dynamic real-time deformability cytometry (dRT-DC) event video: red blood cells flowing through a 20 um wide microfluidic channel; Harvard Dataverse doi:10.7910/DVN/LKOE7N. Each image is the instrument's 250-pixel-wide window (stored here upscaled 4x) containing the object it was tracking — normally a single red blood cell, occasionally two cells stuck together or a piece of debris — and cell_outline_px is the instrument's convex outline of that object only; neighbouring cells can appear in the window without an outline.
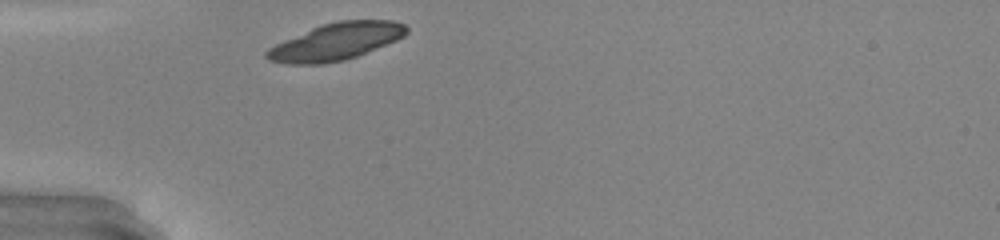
{"species": "common noctule bat (a hibernating species)", "species_latin": "Nyctalus noctula", "temperature_condition": "warm", "stored_images_in_passage": 25, "camera_frame_rate_fps": 3000, "um_per_image_px": 0.085, "animal": {"sex": "male", "body_mass_g": 20.0, "forearm_length_mm": 53.3}, "frame": {"image": 1, "passage_image": 1, "time_ms": 0.0, "image_size_px": [1000, 240], "cell_outline_px": [[408, 32], [404, 36], [396, 40], [356, 56], [344, 60], [324, 64], [288, 64], [268, 60], [264, 56], [264, 52], [268, 48], [284, 40], [312, 28], [324, 24], [340, 20], [392, 20], [404, 24], [408, 28]], "centroid_in_image_um": [28.54, 3.54], "position_along_channel_um": 56.5, "area_um2": 29.94}}